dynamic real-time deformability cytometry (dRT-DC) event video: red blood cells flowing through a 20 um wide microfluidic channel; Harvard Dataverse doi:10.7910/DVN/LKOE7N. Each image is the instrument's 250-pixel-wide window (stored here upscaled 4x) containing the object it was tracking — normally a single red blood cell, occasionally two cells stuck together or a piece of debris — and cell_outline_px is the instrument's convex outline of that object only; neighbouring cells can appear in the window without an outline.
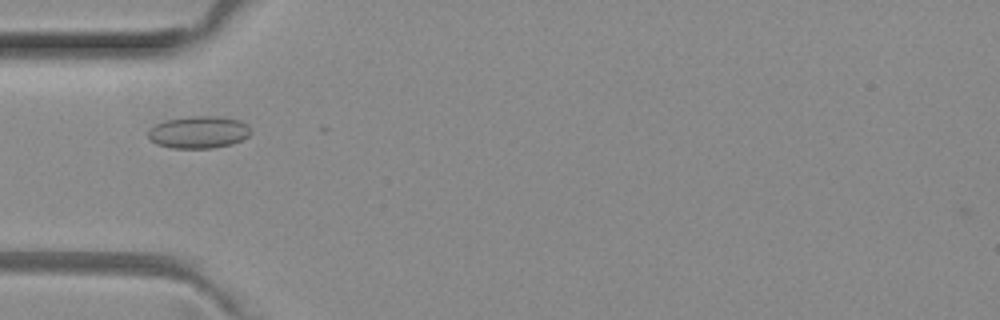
{"species": "common noctule bat (a hibernating species)", "species_latin": "Nyctalus noctula", "temperature_condition": "room temperature", "stored_images_in_passage": 4, "camera_frame_rate_fps": 3000, "um_per_image_px": 0.085, "animal": {"sex": "female", "body_mass_g": 29.2, "forearm_length_mm": 56.3}, "frame": {"image": 1, "passage_image": 4, "time_ms": 1.0, "image_size_px": [1000, 320], "cell_outline_px": [[252, 132], [248, 136], [232, 144], [212, 148], [172, 148], [156, 144], [148, 136], [148, 132], [156, 124], [164, 120], [192, 116], [220, 116], [240, 120], [248, 124]], "centroid_in_image_um": [16.92, 11.23], "position_along_channel_um": 68.1, "area_um2": 19.31}}